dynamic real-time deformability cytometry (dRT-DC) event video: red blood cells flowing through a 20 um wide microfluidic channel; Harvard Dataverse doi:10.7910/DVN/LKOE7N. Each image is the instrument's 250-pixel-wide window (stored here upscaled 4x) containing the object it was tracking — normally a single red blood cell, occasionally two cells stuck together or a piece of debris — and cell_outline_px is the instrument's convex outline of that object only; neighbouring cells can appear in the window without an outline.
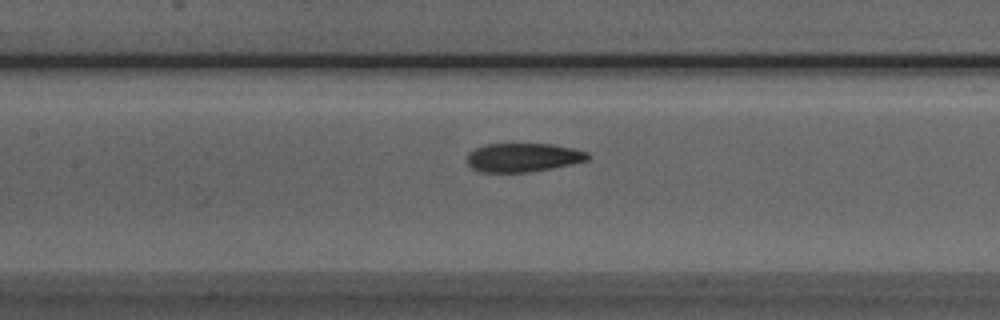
{"species": "Egyptian fruit bat (a non-hibernating species)", "species_latin": "Rousettus aegyptiacus", "temperature_condition": "room temperature", "stored_images_in_passage": 36, "camera_frame_rate_fps": 3000, "um_per_image_px": 0.085, "animal": {"sex": "male"}, "frame": {"image": 1, "passage_image": 17, "time_ms": 5.333, "image_size_px": [1000, 320], "cell_outline_px": [[592, 156], [588, 160], [572, 164], [552, 168], [528, 172], [480, 172], [472, 168], [468, 164], [468, 152], [476, 148], [488, 144], [552, 144], [572, 148], [588, 152]], "centroid_in_image_um": [44.49, 13.39], "position_along_channel_um": 162.9, "area_um2": 20.23}}
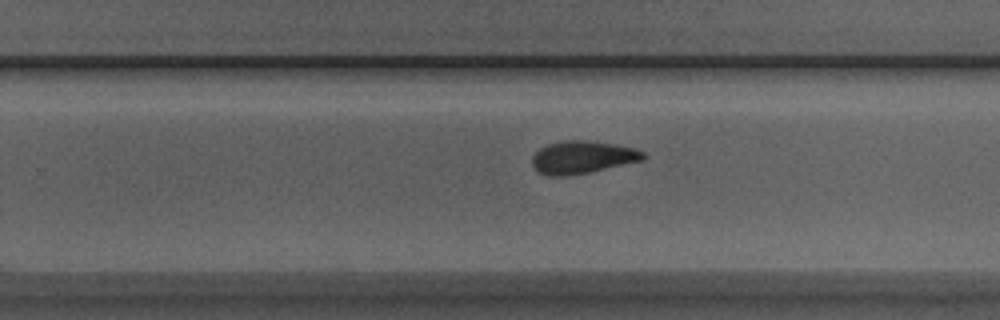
{"frame": {"image": 2, "passage_image": 26, "time_ms": 8.333, "image_size_px": [1000, 320], "cell_outline_px": [[644, 160], [588, 172], [564, 176], [548, 176], [536, 172], [532, 164], [532, 156], [540, 148], [548, 144], [564, 140], [584, 140], [612, 144], [636, 148], [644, 152]], "centroid_in_image_um": [49.47, 13.37], "position_along_channel_um": 280.3, "area_um2": 21.04}}
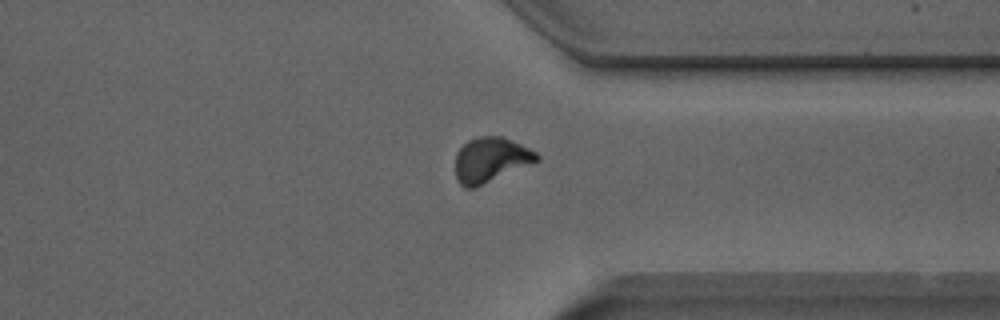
{"frame": {"image": 3, "passage_image": 33, "time_ms": 10.667, "image_size_px": [1000, 320], "cell_outline_px": [[540, 160], [476, 188], [464, 188], [456, 180], [456, 152], [468, 140], [480, 136], [500, 136], [520, 144], [536, 152], [540, 156]], "centroid_in_image_um": [41.69, 13.6], "position_along_channel_um": 369.7, "area_um2": 21.33}}